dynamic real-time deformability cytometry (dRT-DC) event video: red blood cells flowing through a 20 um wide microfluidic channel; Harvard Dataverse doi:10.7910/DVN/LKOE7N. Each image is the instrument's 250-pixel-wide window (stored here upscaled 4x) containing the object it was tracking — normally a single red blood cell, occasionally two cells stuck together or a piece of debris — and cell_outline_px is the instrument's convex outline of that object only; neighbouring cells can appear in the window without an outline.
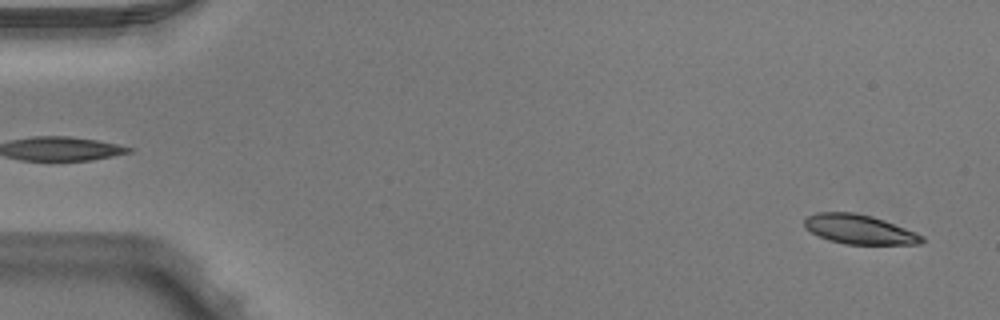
{"species": "Egyptian fruit bat (a non-hibernating species)", "species_latin": "Rousettus aegyptiacus", "temperature_condition": "warm", "stored_images_in_passage": 51, "camera_frame_rate_fps": 3000, "um_per_image_px": 0.085, "animal": {"sex": "male"}, "frame": {"image": 1, "passage_image": 2, "time_ms": 0.333, "image_size_px": [1000, 320], "cell_outline_px": [[924, 240], [920, 244], [844, 244], [828, 240], [812, 232], [804, 224], [804, 220], [808, 216], [816, 212], [852, 212], [872, 216], [884, 220], [916, 232], [924, 236]], "centroid_in_image_um": [73.06, 19.49], "position_along_channel_um": 11.9, "area_um2": 20.0}}
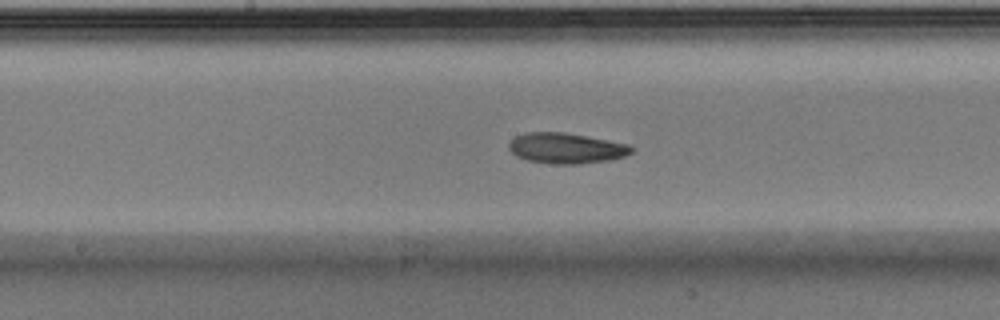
{"frame": {"image": 2, "passage_image": 26, "time_ms": 8.333, "image_size_px": [1000, 320], "cell_outline_px": [[632, 152], [624, 156], [608, 160], [576, 164], [556, 164], [528, 160], [516, 156], [508, 148], [508, 144], [516, 136], [524, 132], [564, 132], [628, 144], [632, 148]], "centroid_in_image_um": [48.08, 12.59], "position_along_channel_um": 200.1, "area_um2": 21.56}}
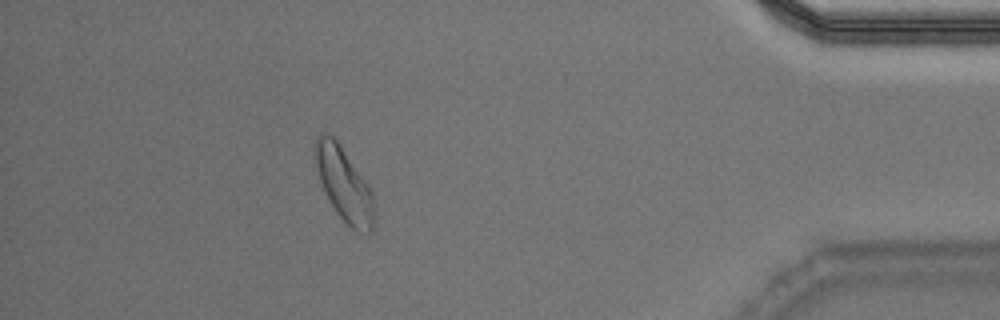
{"frame": {"image": 3, "passage_image": 45, "time_ms": 14.667, "image_size_px": [1000, 320], "cell_outline_px": [[372, 228], [368, 232], [356, 232], [336, 212], [320, 180], [316, 164], [316, 136], [320, 132], [324, 132], [332, 136], [336, 140], [372, 192]], "centroid_in_image_um": [29.22, 15.65], "position_along_channel_um": 406.0, "area_um2": 23.87}}